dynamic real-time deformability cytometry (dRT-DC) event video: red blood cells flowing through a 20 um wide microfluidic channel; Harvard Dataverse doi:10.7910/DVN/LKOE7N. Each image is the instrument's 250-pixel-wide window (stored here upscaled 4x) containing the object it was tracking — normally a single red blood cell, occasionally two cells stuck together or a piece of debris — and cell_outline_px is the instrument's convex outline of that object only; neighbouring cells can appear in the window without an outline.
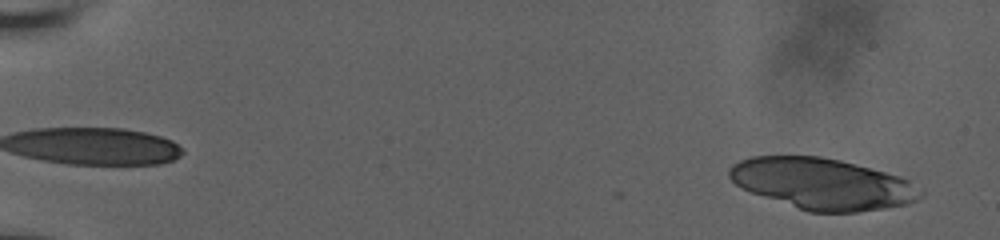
{"species": "human", "species_latin": "Homo sapiens", "temperature_condition": "room temperature", "stored_images_in_passage": 21, "camera_frame_rate_fps": 3000, "um_per_image_px": 0.085, "donor": {"sex": "male"}, "frame": {"image": 1, "passage_image": 3, "time_ms": 0.667, "image_size_px": [1000, 240], "cell_outline_px": [[924, 196], [908, 204], [884, 208], [856, 212], [808, 212], [752, 192], [736, 184], [728, 176], [728, 172], [732, 164], [740, 160], [752, 156], [820, 156], [840, 160], [900, 176], [924, 188]], "centroid_in_image_um": [69.95, 15.62], "position_along_channel_um": 15.0, "area_um2": 56.93}}